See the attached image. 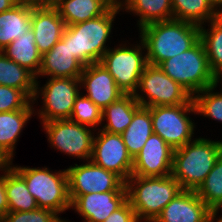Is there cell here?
Instances as JSON below:
<instances>
[{
    "label": "cell",
    "instance_id": "obj_19",
    "mask_svg": "<svg viewBox=\"0 0 222 222\" xmlns=\"http://www.w3.org/2000/svg\"><path fill=\"white\" fill-rule=\"evenodd\" d=\"M65 27L57 9L32 8L31 29L41 55L50 51L61 40Z\"/></svg>",
    "mask_w": 222,
    "mask_h": 222
},
{
    "label": "cell",
    "instance_id": "obj_33",
    "mask_svg": "<svg viewBox=\"0 0 222 222\" xmlns=\"http://www.w3.org/2000/svg\"><path fill=\"white\" fill-rule=\"evenodd\" d=\"M81 94L83 93H79L75 98L70 120L88 126L94 131L99 124L102 125V109L96 106L88 97Z\"/></svg>",
    "mask_w": 222,
    "mask_h": 222
},
{
    "label": "cell",
    "instance_id": "obj_25",
    "mask_svg": "<svg viewBox=\"0 0 222 222\" xmlns=\"http://www.w3.org/2000/svg\"><path fill=\"white\" fill-rule=\"evenodd\" d=\"M151 107H140L133 119L121 134L128 154L134 157L140 152L147 139L153 134Z\"/></svg>",
    "mask_w": 222,
    "mask_h": 222
},
{
    "label": "cell",
    "instance_id": "obj_36",
    "mask_svg": "<svg viewBox=\"0 0 222 222\" xmlns=\"http://www.w3.org/2000/svg\"><path fill=\"white\" fill-rule=\"evenodd\" d=\"M104 222H139L136 213L127 200L120 208L115 210Z\"/></svg>",
    "mask_w": 222,
    "mask_h": 222
},
{
    "label": "cell",
    "instance_id": "obj_34",
    "mask_svg": "<svg viewBox=\"0 0 222 222\" xmlns=\"http://www.w3.org/2000/svg\"><path fill=\"white\" fill-rule=\"evenodd\" d=\"M52 210L38 208L32 211L8 212L0 222H64Z\"/></svg>",
    "mask_w": 222,
    "mask_h": 222
},
{
    "label": "cell",
    "instance_id": "obj_9",
    "mask_svg": "<svg viewBox=\"0 0 222 222\" xmlns=\"http://www.w3.org/2000/svg\"><path fill=\"white\" fill-rule=\"evenodd\" d=\"M188 113L196 115L194 104L151 107L153 132L172 149L181 148L192 141L194 136L195 123L189 118Z\"/></svg>",
    "mask_w": 222,
    "mask_h": 222
},
{
    "label": "cell",
    "instance_id": "obj_4",
    "mask_svg": "<svg viewBox=\"0 0 222 222\" xmlns=\"http://www.w3.org/2000/svg\"><path fill=\"white\" fill-rule=\"evenodd\" d=\"M120 10V5L114 3L103 15L67 26L69 49L84 67L99 63L109 49L106 46L107 39L111 34L114 18Z\"/></svg>",
    "mask_w": 222,
    "mask_h": 222
},
{
    "label": "cell",
    "instance_id": "obj_31",
    "mask_svg": "<svg viewBox=\"0 0 222 222\" xmlns=\"http://www.w3.org/2000/svg\"><path fill=\"white\" fill-rule=\"evenodd\" d=\"M196 193L211 210L222 200V154Z\"/></svg>",
    "mask_w": 222,
    "mask_h": 222
},
{
    "label": "cell",
    "instance_id": "obj_32",
    "mask_svg": "<svg viewBox=\"0 0 222 222\" xmlns=\"http://www.w3.org/2000/svg\"><path fill=\"white\" fill-rule=\"evenodd\" d=\"M218 83L193 96L196 114L222 122V91L214 92Z\"/></svg>",
    "mask_w": 222,
    "mask_h": 222
},
{
    "label": "cell",
    "instance_id": "obj_16",
    "mask_svg": "<svg viewBox=\"0 0 222 222\" xmlns=\"http://www.w3.org/2000/svg\"><path fill=\"white\" fill-rule=\"evenodd\" d=\"M84 66L73 56L69 49V28L66 26L61 40L41 57V66L35 76L50 78H80Z\"/></svg>",
    "mask_w": 222,
    "mask_h": 222
},
{
    "label": "cell",
    "instance_id": "obj_43",
    "mask_svg": "<svg viewBox=\"0 0 222 222\" xmlns=\"http://www.w3.org/2000/svg\"><path fill=\"white\" fill-rule=\"evenodd\" d=\"M213 5L218 8L222 4V0H210Z\"/></svg>",
    "mask_w": 222,
    "mask_h": 222
},
{
    "label": "cell",
    "instance_id": "obj_28",
    "mask_svg": "<svg viewBox=\"0 0 222 222\" xmlns=\"http://www.w3.org/2000/svg\"><path fill=\"white\" fill-rule=\"evenodd\" d=\"M173 19L198 26L217 18V8L210 0H171Z\"/></svg>",
    "mask_w": 222,
    "mask_h": 222
},
{
    "label": "cell",
    "instance_id": "obj_40",
    "mask_svg": "<svg viewBox=\"0 0 222 222\" xmlns=\"http://www.w3.org/2000/svg\"><path fill=\"white\" fill-rule=\"evenodd\" d=\"M220 208L222 209V200L218 203V204H216L214 207H213V209L211 210V216L215 219V220H217V221H222V216H220L218 219H217V214H218V212H219V210H220ZM222 212V211H221Z\"/></svg>",
    "mask_w": 222,
    "mask_h": 222
},
{
    "label": "cell",
    "instance_id": "obj_37",
    "mask_svg": "<svg viewBox=\"0 0 222 222\" xmlns=\"http://www.w3.org/2000/svg\"><path fill=\"white\" fill-rule=\"evenodd\" d=\"M2 171L4 173L0 176V220L9 212L6 195V167Z\"/></svg>",
    "mask_w": 222,
    "mask_h": 222
},
{
    "label": "cell",
    "instance_id": "obj_3",
    "mask_svg": "<svg viewBox=\"0 0 222 222\" xmlns=\"http://www.w3.org/2000/svg\"><path fill=\"white\" fill-rule=\"evenodd\" d=\"M127 200L141 222H154L163 208L183 189L172 176L140 177L131 175L125 182Z\"/></svg>",
    "mask_w": 222,
    "mask_h": 222
},
{
    "label": "cell",
    "instance_id": "obj_29",
    "mask_svg": "<svg viewBox=\"0 0 222 222\" xmlns=\"http://www.w3.org/2000/svg\"><path fill=\"white\" fill-rule=\"evenodd\" d=\"M12 162L6 166V195L9 212L38 209L37 202L27 189L25 181L12 169Z\"/></svg>",
    "mask_w": 222,
    "mask_h": 222
},
{
    "label": "cell",
    "instance_id": "obj_30",
    "mask_svg": "<svg viewBox=\"0 0 222 222\" xmlns=\"http://www.w3.org/2000/svg\"><path fill=\"white\" fill-rule=\"evenodd\" d=\"M209 23L210 29L200 26V40L205 47L210 69L218 78L222 75V21L216 18Z\"/></svg>",
    "mask_w": 222,
    "mask_h": 222
},
{
    "label": "cell",
    "instance_id": "obj_26",
    "mask_svg": "<svg viewBox=\"0 0 222 222\" xmlns=\"http://www.w3.org/2000/svg\"><path fill=\"white\" fill-rule=\"evenodd\" d=\"M2 52L10 60L27 68L35 76L38 74L42 55L38 51L31 28L23 36L11 42Z\"/></svg>",
    "mask_w": 222,
    "mask_h": 222
},
{
    "label": "cell",
    "instance_id": "obj_10",
    "mask_svg": "<svg viewBox=\"0 0 222 222\" xmlns=\"http://www.w3.org/2000/svg\"><path fill=\"white\" fill-rule=\"evenodd\" d=\"M47 83L40 87L36 80L35 94L32 102H36L39 95L43 100V108L37 111L41 122L70 119L75 98L79 95V78H48ZM39 87V88H38Z\"/></svg>",
    "mask_w": 222,
    "mask_h": 222
},
{
    "label": "cell",
    "instance_id": "obj_17",
    "mask_svg": "<svg viewBox=\"0 0 222 222\" xmlns=\"http://www.w3.org/2000/svg\"><path fill=\"white\" fill-rule=\"evenodd\" d=\"M71 208L82 216L84 222H104L127 201V191H108L69 196Z\"/></svg>",
    "mask_w": 222,
    "mask_h": 222
},
{
    "label": "cell",
    "instance_id": "obj_42",
    "mask_svg": "<svg viewBox=\"0 0 222 222\" xmlns=\"http://www.w3.org/2000/svg\"><path fill=\"white\" fill-rule=\"evenodd\" d=\"M217 18L222 20V4L217 8Z\"/></svg>",
    "mask_w": 222,
    "mask_h": 222
},
{
    "label": "cell",
    "instance_id": "obj_1",
    "mask_svg": "<svg viewBox=\"0 0 222 222\" xmlns=\"http://www.w3.org/2000/svg\"><path fill=\"white\" fill-rule=\"evenodd\" d=\"M139 31L147 62L154 66L189 50L200 40V26L175 19L151 23Z\"/></svg>",
    "mask_w": 222,
    "mask_h": 222
},
{
    "label": "cell",
    "instance_id": "obj_20",
    "mask_svg": "<svg viewBox=\"0 0 222 222\" xmlns=\"http://www.w3.org/2000/svg\"><path fill=\"white\" fill-rule=\"evenodd\" d=\"M34 103L31 102L25 109L0 112V153L12 162L13 153L24 125L34 114Z\"/></svg>",
    "mask_w": 222,
    "mask_h": 222
},
{
    "label": "cell",
    "instance_id": "obj_27",
    "mask_svg": "<svg viewBox=\"0 0 222 222\" xmlns=\"http://www.w3.org/2000/svg\"><path fill=\"white\" fill-rule=\"evenodd\" d=\"M0 85L20 89L32 100L35 94L36 77L27 68L10 60L0 51Z\"/></svg>",
    "mask_w": 222,
    "mask_h": 222
},
{
    "label": "cell",
    "instance_id": "obj_5",
    "mask_svg": "<svg viewBox=\"0 0 222 222\" xmlns=\"http://www.w3.org/2000/svg\"><path fill=\"white\" fill-rule=\"evenodd\" d=\"M158 66L192 96L219 83L218 78L210 69L201 40L189 50L162 61Z\"/></svg>",
    "mask_w": 222,
    "mask_h": 222
},
{
    "label": "cell",
    "instance_id": "obj_46",
    "mask_svg": "<svg viewBox=\"0 0 222 222\" xmlns=\"http://www.w3.org/2000/svg\"><path fill=\"white\" fill-rule=\"evenodd\" d=\"M221 78V79H220ZM222 80V75L220 77H218V81Z\"/></svg>",
    "mask_w": 222,
    "mask_h": 222
},
{
    "label": "cell",
    "instance_id": "obj_6",
    "mask_svg": "<svg viewBox=\"0 0 222 222\" xmlns=\"http://www.w3.org/2000/svg\"><path fill=\"white\" fill-rule=\"evenodd\" d=\"M11 167L25 181L39 208L52 210L58 215L71 209L66 169L53 173L47 167Z\"/></svg>",
    "mask_w": 222,
    "mask_h": 222
},
{
    "label": "cell",
    "instance_id": "obj_13",
    "mask_svg": "<svg viewBox=\"0 0 222 222\" xmlns=\"http://www.w3.org/2000/svg\"><path fill=\"white\" fill-rule=\"evenodd\" d=\"M94 164L112 171L125 182L132 175L133 159L128 154L121 134L98 131L90 159Z\"/></svg>",
    "mask_w": 222,
    "mask_h": 222
},
{
    "label": "cell",
    "instance_id": "obj_35",
    "mask_svg": "<svg viewBox=\"0 0 222 222\" xmlns=\"http://www.w3.org/2000/svg\"><path fill=\"white\" fill-rule=\"evenodd\" d=\"M31 102L22 90L0 85V112L25 109Z\"/></svg>",
    "mask_w": 222,
    "mask_h": 222
},
{
    "label": "cell",
    "instance_id": "obj_39",
    "mask_svg": "<svg viewBox=\"0 0 222 222\" xmlns=\"http://www.w3.org/2000/svg\"><path fill=\"white\" fill-rule=\"evenodd\" d=\"M19 0H0V13L12 9Z\"/></svg>",
    "mask_w": 222,
    "mask_h": 222
},
{
    "label": "cell",
    "instance_id": "obj_7",
    "mask_svg": "<svg viewBox=\"0 0 222 222\" xmlns=\"http://www.w3.org/2000/svg\"><path fill=\"white\" fill-rule=\"evenodd\" d=\"M134 97L142 107L194 104L193 96L187 90L166 75L159 66L150 64L140 77Z\"/></svg>",
    "mask_w": 222,
    "mask_h": 222
},
{
    "label": "cell",
    "instance_id": "obj_45",
    "mask_svg": "<svg viewBox=\"0 0 222 222\" xmlns=\"http://www.w3.org/2000/svg\"><path fill=\"white\" fill-rule=\"evenodd\" d=\"M111 1L115 4H119L121 2V0H111Z\"/></svg>",
    "mask_w": 222,
    "mask_h": 222
},
{
    "label": "cell",
    "instance_id": "obj_18",
    "mask_svg": "<svg viewBox=\"0 0 222 222\" xmlns=\"http://www.w3.org/2000/svg\"><path fill=\"white\" fill-rule=\"evenodd\" d=\"M211 209L196 191L182 190L162 210L154 222H208Z\"/></svg>",
    "mask_w": 222,
    "mask_h": 222
},
{
    "label": "cell",
    "instance_id": "obj_24",
    "mask_svg": "<svg viewBox=\"0 0 222 222\" xmlns=\"http://www.w3.org/2000/svg\"><path fill=\"white\" fill-rule=\"evenodd\" d=\"M119 5L122 10L139 16V29L151 23L173 19L171 0H122Z\"/></svg>",
    "mask_w": 222,
    "mask_h": 222
},
{
    "label": "cell",
    "instance_id": "obj_8",
    "mask_svg": "<svg viewBox=\"0 0 222 222\" xmlns=\"http://www.w3.org/2000/svg\"><path fill=\"white\" fill-rule=\"evenodd\" d=\"M139 42L133 47L122 44L117 48H109L99 62L125 94L137 92L140 77L148 65L146 53L142 52L145 51V46L141 39Z\"/></svg>",
    "mask_w": 222,
    "mask_h": 222
},
{
    "label": "cell",
    "instance_id": "obj_2",
    "mask_svg": "<svg viewBox=\"0 0 222 222\" xmlns=\"http://www.w3.org/2000/svg\"><path fill=\"white\" fill-rule=\"evenodd\" d=\"M221 154V140L195 138L174 150L171 175L183 190L197 191Z\"/></svg>",
    "mask_w": 222,
    "mask_h": 222
},
{
    "label": "cell",
    "instance_id": "obj_21",
    "mask_svg": "<svg viewBox=\"0 0 222 222\" xmlns=\"http://www.w3.org/2000/svg\"><path fill=\"white\" fill-rule=\"evenodd\" d=\"M32 8L23 3L0 13V51L31 28Z\"/></svg>",
    "mask_w": 222,
    "mask_h": 222
},
{
    "label": "cell",
    "instance_id": "obj_38",
    "mask_svg": "<svg viewBox=\"0 0 222 222\" xmlns=\"http://www.w3.org/2000/svg\"><path fill=\"white\" fill-rule=\"evenodd\" d=\"M61 0H19L20 3L27 5L30 8H49L56 9Z\"/></svg>",
    "mask_w": 222,
    "mask_h": 222
},
{
    "label": "cell",
    "instance_id": "obj_23",
    "mask_svg": "<svg viewBox=\"0 0 222 222\" xmlns=\"http://www.w3.org/2000/svg\"><path fill=\"white\" fill-rule=\"evenodd\" d=\"M140 107L141 105L135 99L134 94H124L102 110V122L106 120L107 124L101 130L122 134Z\"/></svg>",
    "mask_w": 222,
    "mask_h": 222
},
{
    "label": "cell",
    "instance_id": "obj_41",
    "mask_svg": "<svg viewBox=\"0 0 222 222\" xmlns=\"http://www.w3.org/2000/svg\"><path fill=\"white\" fill-rule=\"evenodd\" d=\"M9 164V162L0 153V171L4 169Z\"/></svg>",
    "mask_w": 222,
    "mask_h": 222
},
{
    "label": "cell",
    "instance_id": "obj_15",
    "mask_svg": "<svg viewBox=\"0 0 222 222\" xmlns=\"http://www.w3.org/2000/svg\"><path fill=\"white\" fill-rule=\"evenodd\" d=\"M79 79L80 88L86 89L85 96L102 110L125 94L101 63L85 66Z\"/></svg>",
    "mask_w": 222,
    "mask_h": 222
},
{
    "label": "cell",
    "instance_id": "obj_44",
    "mask_svg": "<svg viewBox=\"0 0 222 222\" xmlns=\"http://www.w3.org/2000/svg\"><path fill=\"white\" fill-rule=\"evenodd\" d=\"M215 220H214V218L211 216L210 218H209V221L208 222H214ZM216 222H222V221H217L216 220Z\"/></svg>",
    "mask_w": 222,
    "mask_h": 222
},
{
    "label": "cell",
    "instance_id": "obj_22",
    "mask_svg": "<svg viewBox=\"0 0 222 222\" xmlns=\"http://www.w3.org/2000/svg\"><path fill=\"white\" fill-rule=\"evenodd\" d=\"M113 4L111 0H61L56 9L69 26L103 15Z\"/></svg>",
    "mask_w": 222,
    "mask_h": 222
},
{
    "label": "cell",
    "instance_id": "obj_12",
    "mask_svg": "<svg viewBox=\"0 0 222 222\" xmlns=\"http://www.w3.org/2000/svg\"><path fill=\"white\" fill-rule=\"evenodd\" d=\"M69 196L108 191H127L125 181L116 173L94 164L91 160L66 169Z\"/></svg>",
    "mask_w": 222,
    "mask_h": 222
},
{
    "label": "cell",
    "instance_id": "obj_14",
    "mask_svg": "<svg viewBox=\"0 0 222 222\" xmlns=\"http://www.w3.org/2000/svg\"><path fill=\"white\" fill-rule=\"evenodd\" d=\"M172 149L159 135L153 133L133 159L132 175L163 177L172 174Z\"/></svg>",
    "mask_w": 222,
    "mask_h": 222
},
{
    "label": "cell",
    "instance_id": "obj_11",
    "mask_svg": "<svg viewBox=\"0 0 222 222\" xmlns=\"http://www.w3.org/2000/svg\"><path fill=\"white\" fill-rule=\"evenodd\" d=\"M42 124L48 141L54 149L87 162L91 159L96 135L90 127L70 119L54 120Z\"/></svg>",
    "mask_w": 222,
    "mask_h": 222
}]
</instances>
